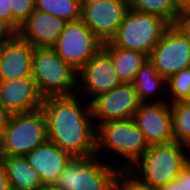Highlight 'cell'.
<instances>
[{
	"label": "cell",
	"mask_w": 190,
	"mask_h": 190,
	"mask_svg": "<svg viewBox=\"0 0 190 190\" xmlns=\"http://www.w3.org/2000/svg\"><path fill=\"white\" fill-rule=\"evenodd\" d=\"M78 94L50 96L43 100L47 141L72 157L96 156V127L90 102Z\"/></svg>",
	"instance_id": "1"
},
{
	"label": "cell",
	"mask_w": 190,
	"mask_h": 190,
	"mask_svg": "<svg viewBox=\"0 0 190 190\" xmlns=\"http://www.w3.org/2000/svg\"><path fill=\"white\" fill-rule=\"evenodd\" d=\"M172 26L190 40V8L180 10Z\"/></svg>",
	"instance_id": "28"
},
{
	"label": "cell",
	"mask_w": 190,
	"mask_h": 190,
	"mask_svg": "<svg viewBox=\"0 0 190 190\" xmlns=\"http://www.w3.org/2000/svg\"><path fill=\"white\" fill-rule=\"evenodd\" d=\"M170 25L160 17L128 9L114 38V46L141 52L149 57Z\"/></svg>",
	"instance_id": "7"
},
{
	"label": "cell",
	"mask_w": 190,
	"mask_h": 190,
	"mask_svg": "<svg viewBox=\"0 0 190 190\" xmlns=\"http://www.w3.org/2000/svg\"><path fill=\"white\" fill-rule=\"evenodd\" d=\"M148 147L133 118L110 121L96 127V156L104 160L106 158L103 155L112 152L115 154L113 157L118 156V160L124 161H119L117 166L120 169H129L144 155Z\"/></svg>",
	"instance_id": "2"
},
{
	"label": "cell",
	"mask_w": 190,
	"mask_h": 190,
	"mask_svg": "<svg viewBox=\"0 0 190 190\" xmlns=\"http://www.w3.org/2000/svg\"><path fill=\"white\" fill-rule=\"evenodd\" d=\"M174 142L190 148V104L185 101L170 103Z\"/></svg>",
	"instance_id": "23"
},
{
	"label": "cell",
	"mask_w": 190,
	"mask_h": 190,
	"mask_svg": "<svg viewBox=\"0 0 190 190\" xmlns=\"http://www.w3.org/2000/svg\"><path fill=\"white\" fill-rule=\"evenodd\" d=\"M66 21L36 10L21 24L17 35L34 47L51 48L64 29Z\"/></svg>",
	"instance_id": "16"
},
{
	"label": "cell",
	"mask_w": 190,
	"mask_h": 190,
	"mask_svg": "<svg viewBox=\"0 0 190 190\" xmlns=\"http://www.w3.org/2000/svg\"><path fill=\"white\" fill-rule=\"evenodd\" d=\"M128 9V0H98L81 5V20L104 44L114 38Z\"/></svg>",
	"instance_id": "12"
},
{
	"label": "cell",
	"mask_w": 190,
	"mask_h": 190,
	"mask_svg": "<svg viewBox=\"0 0 190 190\" xmlns=\"http://www.w3.org/2000/svg\"><path fill=\"white\" fill-rule=\"evenodd\" d=\"M185 102L190 104V94H189L188 98L185 100Z\"/></svg>",
	"instance_id": "37"
},
{
	"label": "cell",
	"mask_w": 190,
	"mask_h": 190,
	"mask_svg": "<svg viewBox=\"0 0 190 190\" xmlns=\"http://www.w3.org/2000/svg\"><path fill=\"white\" fill-rule=\"evenodd\" d=\"M0 96L11 115L37 110L44 100L32 76L0 81Z\"/></svg>",
	"instance_id": "14"
},
{
	"label": "cell",
	"mask_w": 190,
	"mask_h": 190,
	"mask_svg": "<svg viewBox=\"0 0 190 190\" xmlns=\"http://www.w3.org/2000/svg\"><path fill=\"white\" fill-rule=\"evenodd\" d=\"M110 163L98 156L72 157L56 184L65 190H113L120 168Z\"/></svg>",
	"instance_id": "6"
},
{
	"label": "cell",
	"mask_w": 190,
	"mask_h": 190,
	"mask_svg": "<svg viewBox=\"0 0 190 190\" xmlns=\"http://www.w3.org/2000/svg\"><path fill=\"white\" fill-rule=\"evenodd\" d=\"M10 115L11 114L5 108H0V139L4 128L7 126Z\"/></svg>",
	"instance_id": "32"
},
{
	"label": "cell",
	"mask_w": 190,
	"mask_h": 190,
	"mask_svg": "<svg viewBox=\"0 0 190 190\" xmlns=\"http://www.w3.org/2000/svg\"><path fill=\"white\" fill-rule=\"evenodd\" d=\"M129 9L160 17L173 25L180 9L173 0H128Z\"/></svg>",
	"instance_id": "21"
},
{
	"label": "cell",
	"mask_w": 190,
	"mask_h": 190,
	"mask_svg": "<svg viewBox=\"0 0 190 190\" xmlns=\"http://www.w3.org/2000/svg\"><path fill=\"white\" fill-rule=\"evenodd\" d=\"M46 141V119L41 108L12 114L0 139V156H25Z\"/></svg>",
	"instance_id": "5"
},
{
	"label": "cell",
	"mask_w": 190,
	"mask_h": 190,
	"mask_svg": "<svg viewBox=\"0 0 190 190\" xmlns=\"http://www.w3.org/2000/svg\"><path fill=\"white\" fill-rule=\"evenodd\" d=\"M133 119L149 146L174 141L171 107L168 101L141 103Z\"/></svg>",
	"instance_id": "13"
},
{
	"label": "cell",
	"mask_w": 190,
	"mask_h": 190,
	"mask_svg": "<svg viewBox=\"0 0 190 190\" xmlns=\"http://www.w3.org/2000/svg\"><path fill=\"white\" fill-rule=\"evenodd\" d=\"M17 33L0 18V46L9 42Z\"/></svg>",
	"instance_id": "30"
},
{
	"label": "cell",
	"mask_w": 190,
	"mask_h": 190,
	"mask_svg": "<svg viewBox=\"0 0 190 190\" xmlns=\"http://www.w3.org/2000/svg\"><path fill=\"white\" fill-rule=\"evenodd\" d=\"M102 47L103 43L79 19L66 22L51 48L64 62L79 71Z\"/></svg>",
	"instance_id": "8"
},
{
	"label": "cell",
	"mask_w": 190,
	"mask_h": 190,
	"mask_svg": "<svg viewBox=\"0 0 190 190\" xmlns=\"http://www.w3.org/2000/svg\"><path fill=\"white\" fill-rule=\"evenodd\" d=\"M35 9L66 22L81 19L80 0H35Z\"/></svg>",
	"instance_id": "22"
},
{
	"label": "cell",
	"mask_w": 190,
	"mask_h": 190,
	"mask_svg": "<svg viewBox=\"0 0 190 190\" xmlns=\"http://www.w3.org/2000/svg\"><path fill=\"white\" fill-rule=\"evenodd\" d=\"M148 60L158 74L167 80L174 73L190 67V40L170 25Z\"/></svg>",
	"instance_id": "10"
},
{
	"label": "cell",
	"mask_w": 190,
	"mask_h": 190,
	"mask_svg": "<svg viewBox=\"0 0 190 190\" xmlns=\"http://www.w3.org/2000/svg\"><path fill=\"white\" fill-rule=\"evenodd\" d=\"M156 190H190V164L187 163L179 176L172 182L158 187Z\"/></svg>",
	"instance_id": "27"
},
{
	"label": "cell",
	"mask_w": 190,
	"mask_h": 190,
	"mask_svg": "<svg viewBox=\"0 0 190 190\" xmlns=\"http://www.w3.org/2000/svg\"><path fill=\"white\" fill-rule=\"evenodd\" d=\"M141 103L132 83H122L109 92L97 95L90 101L95 127L133 118Z\"/></svg>",
	"instance_id": "9"
},
{
	"label": "cell",
	"mask_w": 190,
	"mask_h": 190,
	"mask_svg": "<svg viewBox=\"0 0 190 190\" xmlns=\"http://www.w3.org/2000/svg\"><path fill=\"white\" fill-rule=\"evenodd\" d=\"M98 0H80L81 5H92L95 2H97Z\"/></svg>",
	"instance_id": "35"
},
{
	"label": "cell",
	"mask_w": 190,
	"mask_h": 190,
	"mask_svg": "<svg viewBox=\"0 0 190 190\" xmlns=\"http://www.w3.org/2000/svg\"><path fill=\"white\" fill-rule=\"evenodd\" d=\"M190 158L189 147L177 142L151 145L129 170L157 189L174 181Z\"/></svg>",
	"instance_id": "3"
},
{
	"label": "cell",
	"mask_w": 190,
	"mask_h": 190,
	"mask_svg": "<svg viewBox=\"0 0 190 190\" xmlns=\"http://www.w3.org/2000/svg\"><path fill=\"white\" fill-rule=\"evenodd\" d=\"M173 1L180 10L190 8V0H173Z\"/></svg>",
	"instance_id": "33"
},
{
	"label": "cell",
	"mask_w": 190,
	"mask_h": 190,
	"mask_svg": "<svg viewBox=\"0 0 190 190\" xmlns=\"http://www.w3.org/2000/svg\"><path fill=\"white\" fill-rule=\"evenodd\" d=\"M132 84L142 103L167 101L166 80L149 60L139 68Z\"/></svg>",
	"instance_id": "19"
},
{
	"label": "cell",
	"mask_w": 190,
	"mask_h": 190,
	"mask_svg": "<svg viewBox=\"0 0 190 190\" xmlns=\"http://www.w3.org/2000/svg\"><path fill=\"white\" fill-rule=\"evenodd\" d=\"M0 190H11L4 165L0 161Z\"/></svg>",
	"instance_id": "31"
},
{
	"label": "cell",
	"mask_w": 190,
	"mask_h": 190,
	"mask_svg": "<svg viewBox=\"0 0 190 190\" xmlns=\"http://www.w3.org/2000/svg\"><path fill=\"white\" fill-rule=\"evenodd\" d=\"M41 190H65V189L57 185L56 183H53V184H44Z\"/></svg>",
	"instance_id": "34"
},
{
	"label": "cell",
	"mask_w": 190,
	"mask_h": 190,
	"mask_svg": "<svg viewBox=\"0 0 190 190\" xmlns=\"http://www.w3.org/2000/svg\"><path fill=\"white\" fill-rule=\"evenodd\" d=\"M102 48L112 57L122 83H133L137 71L148 60V56L141 52L117 47L111 42L104 43Z\"/></svg>",
	"instance_id": "20"
},
{
	"label": "cell",
	"mask_w": 190,
	"mask_h": 190,
	"mask_svg": "<svg viewBox=\"0 0 190 190\" xmlns=\"http://www.w3.org/2000/svg\"><path fill=\"white\" fill-rule=\"evenodd\" d=\"M34 46L17 34L0 46V81L32 76Z\"/></svg>",
	"instance_id": "15"
},
{
	"label": "cell",
	"mask_w": 190,
	"mask_h": 190,
	"mask_svg": "<svg viewBox=\"0 0 190 190\" xmlns=\"http://www.w3.org/2000/svg\"><path fill=\"white\" fill-rule=\"evenodd\" d=\"M113 190H156L141 181L129 169H119L114 179Z\"/></svg>",
	"instance_id": "25"
},
{
	"label": "cell",
	"mask_w": 190,
	"mask_h": 190,
	"mask_svg": "<svg viewBox=\"0 0 190 190\" xmlns=\"http://www.w3.org/2000/svg\"><path fill=\"white\" fill-rule=\"evenodd\" d=\"M32 77L44 98L77 94L78 71L64 62L52 48L34 47Z\"/></svg>",
	"instance_id": "4"
},
{
	"label": "cell",
	"mask_w": 190,
	"mask_h": 190,
	"mask_svg": "<svg viewBox=\"0 0 190 190\" xmlns=\"http://www.w3.org/2000/svg\"><path fill=\"white\" fill-rule=\"evenodd\" d=\"M0 108H4V104H3L1 96H0Z\"/></svg>",
	"instance_id": "36"
},
{
	"label": "cell",
	"mask_w": 190,
	"mask_h": 190,
	"mask_svg": "<svg viewBox=\"0 0 190 190\" xmlns=\"http://www.w3.org/2000/svg\"><path fill=\"white\" fill-rule=\"evenodd\" d=\"M9 179L11 190H41L43 182L23 155L0 156Z\"/></svg>",
	"instance_id": "18"
},
{
	"label": "cell",
	"mask_w": 190,
	"mask_h": 190,
	"mask_svg": "<svg viewBox=\"0 0 190 190\" xmlns=\"http://www.w3.org/2000/svg\"><path fill=\"white\" fill-rule=\"evenodd\" d=\"M13 30L17 33L21 24L35 11V0H12Z\"/></svg>",
	"instance_id": "26"
},
{
	"label": "cell",
	"mask_w": 190,
	"mask_h": 190,
	"mask_svg": "<svg viewBox=\"0 0 190 190\" xmlns=\"http://www.w3.org/2000/svg\"><path fill=\"white\" fill-rule=\"evenodd\" d=\"M43 184L56 183L72 156L54 143L46 141L25 155Z\"/></svg>",
	"instance_id": "17"
},
{
	"label": "cell",
	"mask_w": 190,
	"mask_h": 190,
	"mask_svg": "<svg viewBox=\"0 0 190 190\" xmlns=\"http://www.w3.org/2000/svg\"><path fill=\"white\" fill-rule=\"evenodd\" d=\"M190 94V67L174 73L166 80V95L169 103L185 101Z\"/></svg>",
	"instance_id": "24"
},
{
	"label": "cell",
	"mask_w": 190,
	"mask_h": 190,
	"mask_svg": "<svg viewBox=\"0 0 190 190\" xmlns=\"http://www.w3.org/2000/svg\"><path fill=\"white\" fill-rule=\"evenodd\" d=\"M12 0H0V18L13 29Z\"/></svg>",
	"instance_id": "29"
},
{
	"label": "cell",
	"mask_w": 190,
	"mask_h": 190,
	"mask_svg": "<svg viewBox=\"0 0 190 190\" xmlns=\"http://www.w3.org/2000/svg\"><path fill=\"white\" fill-rule=\"evenodd\" d=\"M122 84L112 57L101 48L79 71L77 94L90 102L99 94L106 93ZM80 92V93H79ZM83 92V93H82Z\"/></svg>",
	"instance_id": "11"
}]
</instances>
